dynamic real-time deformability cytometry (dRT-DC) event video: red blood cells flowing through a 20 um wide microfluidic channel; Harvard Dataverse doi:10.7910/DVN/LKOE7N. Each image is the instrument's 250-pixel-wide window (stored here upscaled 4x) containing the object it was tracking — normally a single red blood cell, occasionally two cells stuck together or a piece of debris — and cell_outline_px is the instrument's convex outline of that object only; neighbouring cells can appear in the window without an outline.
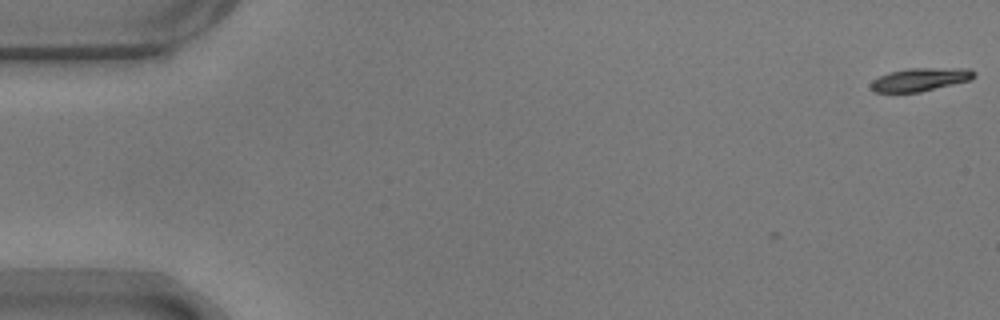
{"species": "common noctule bat (a hibernating species)", "species_latin": "Nyctalus noctula", "temperature_condition": "warm", "stored_images_in_passage": 7, "camera_frame_rate_fps": 3000, "um_per_image_px": 0.085, "animal": {"sex": "male", "body_mass_g": 17.9}, "frame": {"image": 1, "passage_image": 1, "time_ms": 0.0, "image_size_px": [1000, 320], "cell_outline_px": [[976, 76], [972, 80], [920, 92], [872, 92], [868, 84], [872, 80], [888, 72], [908, 68], [972, 68], [976, 72]], "centroid_in_image_um": [78.24, 6.75], "position_along_channel_um": 6.8, "area_um2": 14.28}}